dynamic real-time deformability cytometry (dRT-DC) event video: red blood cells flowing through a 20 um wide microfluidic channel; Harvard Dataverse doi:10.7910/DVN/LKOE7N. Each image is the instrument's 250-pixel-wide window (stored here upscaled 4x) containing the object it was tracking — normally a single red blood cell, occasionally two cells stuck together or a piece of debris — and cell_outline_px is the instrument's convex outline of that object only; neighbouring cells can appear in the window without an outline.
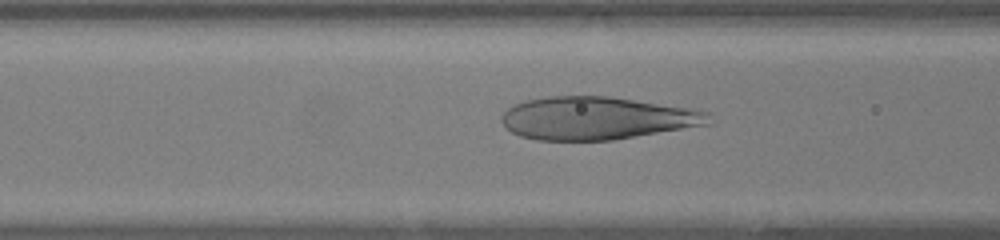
{"species": "human", "species_latin": "Homo sapiens", "temperature_condition": "warm", "stored_images_in_passage": 44, "camera_frame_rate_fps": 3000, "um_per_image_px": 0.085, "donor": {"sex": "female"}, "frame": {"image": 1, "passage_image": 16, "time_ms": 5.0, "image_size_px": [1000, 240], "cell_outline_px": [[712, 124], [612, 140], [536, 140], [520, 136], [512, 132], [500, 120], [500, 116], [508, 108], [524, 100], [548, 96], [608, 96], [696, 108], [708, 112]], "centroid_in_image_um": [50.76, 10.04], "position_along_channel_um": 115.8, "area_um2": 51.96}}
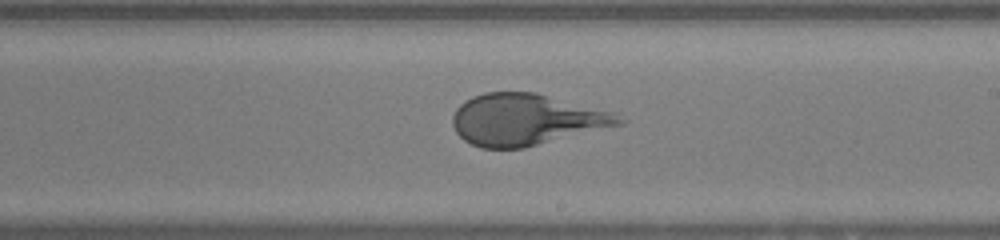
{"frame": {"image": 2, "passage_image": 25, "time_ms": 8.0, "image_size_px": [1000, 240], "cell_outline_px": [[628, 120], [624, 124], [524, 148], [480, 148], [464, 140], [456, 132], [452, 124], [452, 116], [456, 108], [464, 100], [472, 96], [484, 92], [536, 92], [612, 112]], "centroid_in_image_um": [44.7, 10.16], "position_along_channel_um": 244.3, "area_um2": 50.0}}
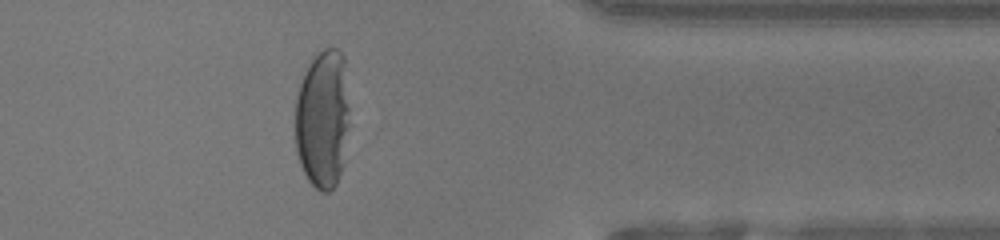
{"frame": {"image": 3, "passage_image": 36, "time_ms": 11.667, "image_size_px": [1000, 240], "cell_outline_px": [[348, 124], [340, 172], [336, 184], [328, 192], [320, 192], [308, 180], [300, 164], [296, 148], [296, 96], [304, 72], [308, 64], [324, 48], [336, 48], [344, 56], [348, 108]], "centroid_in_image_um": [27.41, 10.1], "position_along_channel_um": 384.0, "area_um2": 43.41}}